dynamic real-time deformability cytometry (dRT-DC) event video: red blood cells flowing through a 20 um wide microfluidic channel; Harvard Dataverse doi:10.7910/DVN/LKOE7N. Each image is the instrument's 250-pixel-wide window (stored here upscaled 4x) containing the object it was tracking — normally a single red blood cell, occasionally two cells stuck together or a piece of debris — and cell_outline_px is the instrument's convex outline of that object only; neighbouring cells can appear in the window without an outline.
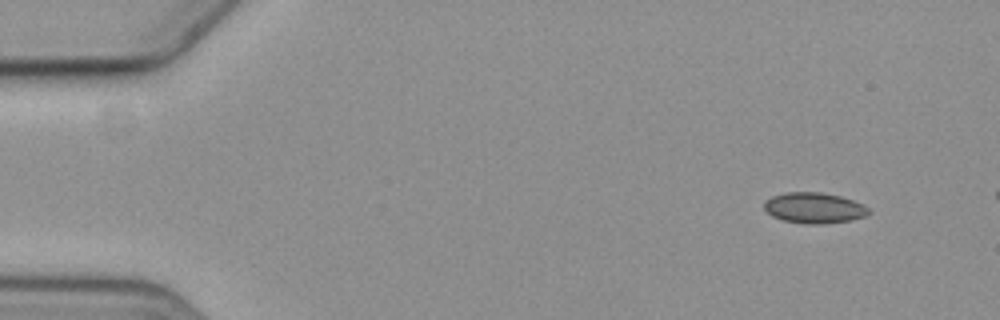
{"species": "common noctule bat (a hibernating species)", "species_latin": "Nyctalus noctula", "temperature_condition": "cold", "stored_images_in_passage": 4, "camera_frame_rate_fps": 3000, "um_per_image_px": 0.085, "animal": {"sex": "female", "body_mass_g": 19.3, "forearm_length_mm": 54.1}, "frame": {"image": 1, "passage_image": 1, "time_ms": 0.0, "image_size_px": [1000, 320], "cell_outline_px": [[872, 212], [864, 216], [848, 220], [820, 224], [808, 224], [784, 220], [772, 216], [764, 208], [764, 200], [772, 196], [784, 192], [820, 192], [840, 196], [852, 200], [868, 208]], "centroid_in_image_um": [69.16, 17.66], "position_along_channel_um": 15.8, "area_um2": 18.5}}